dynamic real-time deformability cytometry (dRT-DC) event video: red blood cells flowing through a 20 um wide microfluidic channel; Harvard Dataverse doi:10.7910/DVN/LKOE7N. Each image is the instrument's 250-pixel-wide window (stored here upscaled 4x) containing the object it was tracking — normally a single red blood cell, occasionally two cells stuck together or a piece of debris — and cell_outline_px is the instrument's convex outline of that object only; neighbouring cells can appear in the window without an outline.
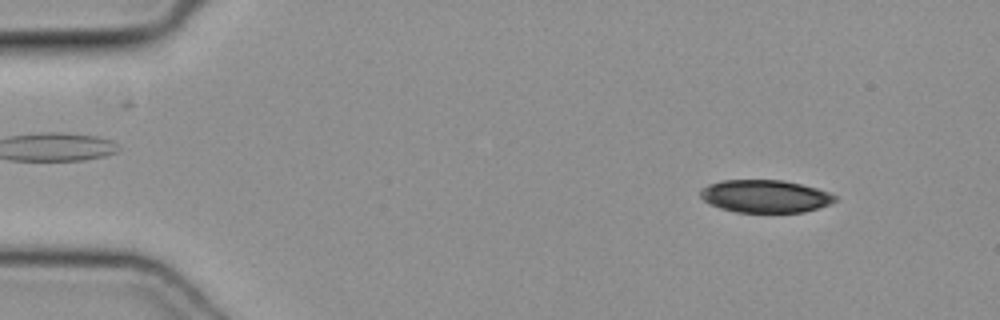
{"species": "common noctule bat (a hibernating species)", "species_latin": "Nyctalus noctula", "temperature_condition": "cold", "stored_images_in_passage": 15, "camera_frame_rate_fps": 3000, "um_per_image_px": 0.085, "animal": {"sex": "female", "body_mass_g": 19.3, "forearm_length_mm": 54.1}, "frame": {"image": 1, "passage_image": 5, "time_ms": 1.333, "image_size_px": [1000, 320], "cell_outline_px": [[836, 200], [828, 204], [804, 212], [736, 212], [720, 208], [704, 200], [700, 196], [700, 188], [708, 184], [720, 180], [784, 180], [816, 188], [828, 192], [836, 196]], "centroid_in_image_um": [65.0, 16.67], "position_along_channel_um": 20.0, "area_um2": 25.49}}
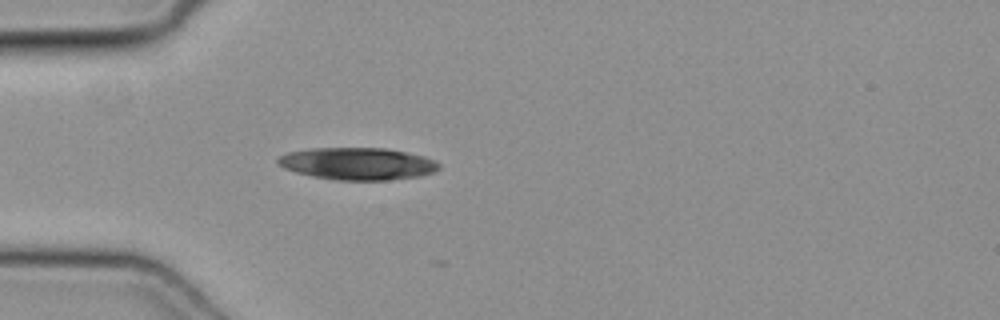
{"frame": {"image": 2, "passage_image": 14, "time_ms": 4.333, "image_size_px": [1000, 320], "cell_outline_px": [[440, 168], [432, 172], [420, 176], [388, 180], [336, 180], [312, 176], [296, 172], [284, 168], [276, 164], [276, 160], [280, 156], [288, 152], [312, 148], [384, 148], [408, 152], [424, 156], [440, 164]], "centroid_in_image_um": [30.37, 13.91], "position_along_channel_um": 54.6, "area_um2": 30.23}}